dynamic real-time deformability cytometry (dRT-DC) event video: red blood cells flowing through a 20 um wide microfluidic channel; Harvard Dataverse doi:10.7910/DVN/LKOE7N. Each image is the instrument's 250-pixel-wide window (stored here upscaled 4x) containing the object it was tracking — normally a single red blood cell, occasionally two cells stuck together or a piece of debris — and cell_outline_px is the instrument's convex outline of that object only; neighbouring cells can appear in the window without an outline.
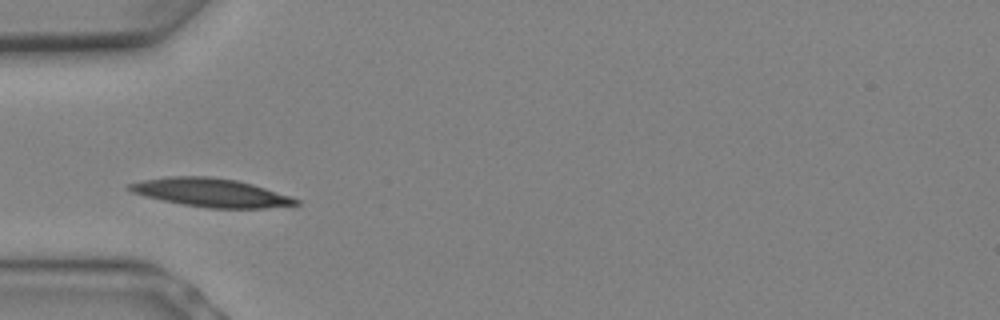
{"species": "Egyptian fruit bat (a non-hibernating species)", "species_latin": "Rousettus aegyptiacus", "temperature_condition": "warm", "stored_images_in_passage": 4, "camera_frame_rate_fps": 3000, "um_per_image_px": 0.085, "animal": {"sex": "female"}, "frame": {"image": 1, "passage_image": 3, "time_ms": 0.667, "image_size_px": [1000, 320], "cell_outline_px": [[300, 204], [264, 208], [208, 208], [180, 204], [144, 196], [132, 192], [124, 188], [128, 184], [144, 180], [168, 176], [212, 176], [236, 180], [252, 184], [300, 200]], "centroid_in_image_um": [17.87, 16.37], "position_along_channel_um": 67.1, "area_um2": 27.51}}